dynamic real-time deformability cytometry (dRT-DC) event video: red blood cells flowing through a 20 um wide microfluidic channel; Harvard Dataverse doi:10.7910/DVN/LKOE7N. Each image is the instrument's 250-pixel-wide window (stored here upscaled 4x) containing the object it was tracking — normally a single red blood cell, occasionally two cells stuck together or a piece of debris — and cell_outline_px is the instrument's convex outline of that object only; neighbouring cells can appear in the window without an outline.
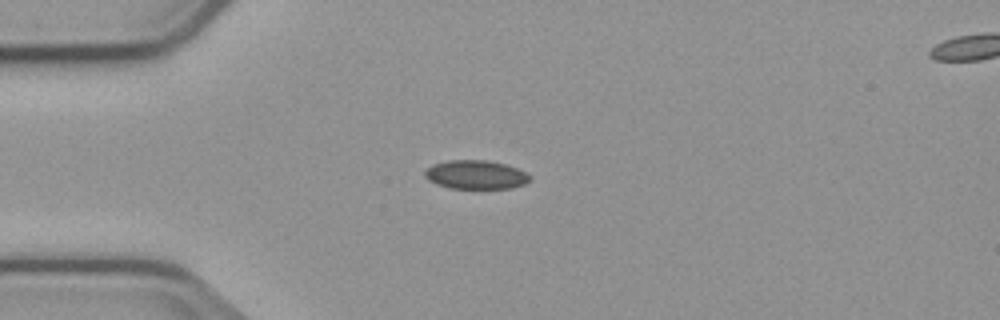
{"species": "common noctule bat (a hibernating species)", "species_latin": "Nyctalus noctula", "temperature_condition": "cold", "stored_images_in_passage": 5, "camera_frame_rate_fps": 3000, "um_per_image_px": 0.085, "animal": {"sex": "male", "body_mass_g": 23.1, "forearm_length_mm": 52.7}, "frame": {"image": 1, "passage_image": 3, "time_ms": 2.333, "image_size_px": [1000, 320], "cell_outline_px": [[532, 180], [524, 184], [512, 188], [448, 188], [436, 184], [428, 180], [424, 176], [424, 172], [432, 164], [448, 160], [488, 160], [504, 164], [516, 168], [532, 176]], "centroid_in_image_um": [40.43, 14.85], "position_along_channel_um": 44.6, "area_um2": 17.69}}
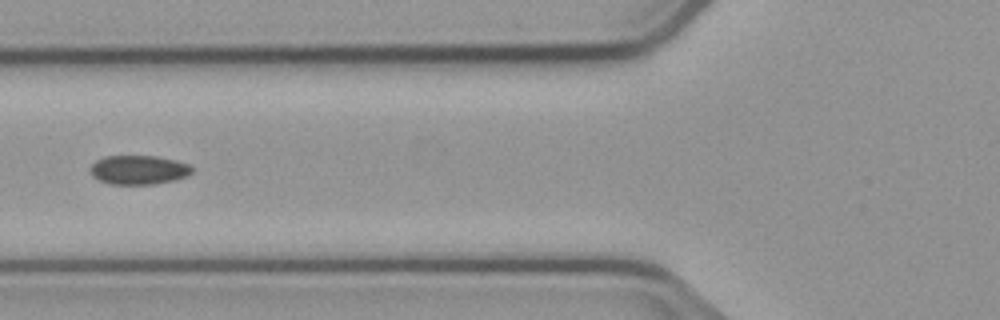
{"frame": {"image": 2, "passage_image": 5, "time_ms": 4.667, "image_size_px": [1000, 320], "cell_outline_px": [[192, 172], [188, 176], [172, 180], [152, 184], [112, 184], [100, 180], [92, 176], [92, 164], [96, 160], [104, 156], [156, 156], [176, 160], [188, 164], [192, 168]], "centroid_in_image_um": [11.8, 14.43], "position_along_channel_um": 114.0, "area_um2": 17.05}}